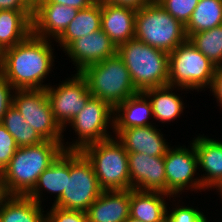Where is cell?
Listing matches in <instances>:
<instances>
[{
  "label": "cell",
  "mask_w": 222,
  "mask_h": 222,
  "mask_svg": "<svg viewBox=\"0 0 222 222\" xmlns=\"http://www.w3.org/2000/svg\"><path fill=\"white\" fill-rule=\"evenodd\" d=\"M50 40L31 33L0 53V74L16 89H45L43 79L53 67Z\"/></svg>",
  "instance_id": "6da1fadb"
},
{
  "label": "cell",
  "mask_w": 222,
  "mask_h": 222,
  "mask_svg": "<svg viewBox=\"0 0 222 222\" xmlns=\"http://www.w3.org/2000/svg\"><path fill=\"white\" fill-rule=\"evenodd\" d=\"M63 151L59 142L50 140L18 147L1 173L8 194L27 196L36 186L39 176Z\"/></svg>",
  "instance_id": "7a4b0ae2"
},
{
  "label": "cell",
  "mask_w": 222,
  "mask_h": 222,
  "mask_svg": "<svg viewBox=\"0 0 222 222\" xmlns=\"http://www.w3.org/2000/svg\"><path fill=\"white\" fill-rule=\"evenodd\" d=\"M138 92L168 85L169 53L131 39L117 48Z\"/></svg>",
  "instance_id": "3957f363"
},
{
  "label": "cell",
  "mask_w": 222,
  "mask_h": 222,
  "mask_svg": "<svg viewBox=\"0 0 222 222\" xmlns=\"http://www.w3.org/2000/svg\"><path fill=\"white\" fill-rule=\"evenodd\" d=\"M134 38L167 53L187 40L185 25L155 0L137 9Z\"/></svg>",
  "instance_id": "277c9868"
},
{
  "label": "cell",
  "mask_w": 222,
  "mask_h": 222,
  "mask_svg": "<svg viewBox=\"0 0 222 222\" xmlns=\"http://www.w3.org/2000/svg\"><path fill=\"white\" fill-rule=\"evenodd\" d=\"M87 80L92 97L107 102L113 109L138 93L123 59L116 53L80 72Z\"/></svg>",
  "instance_id": "5b68a950"
},
{
  "label": "cell",
  "mask_w": 222,
  "mask_h": 222,
  "mask_svg": "<svg viewBox=\"0 0 222 222\" xmlns=\"http://www.w3.org/2000/svg\"><path fill=\"white\" fill-rule=\"evenodd\" d=\"M91 162L103 191L129 190L128 152L113 137L86 146L81 151Z\"/></svg>",
  "instance_id": "8992f818"
},
{
  "label": "cell",
  "mask_w": 222,
  "mask_h": 222,
  "mask_svg": "<svg viewBox=\"0 0 222 222\" xmlns=\"http://www.w3.org/2000/svg\"><path fill=\"white\" fill-rule=\"evenodd\" d=\"M216 66L187 39L169 53L168 85L181 89H203L213 82ZM177 86V87H176Z\"/></svg>",
  "instance_id": "52a82bcc"
},
{
  "label": "cell",
  "mask_w": 222,
  "mask_h": 222,
  "mask_svg": "<svg viewBox=\"0 0 222 222\" xmlns=\"http://www.w3.org/2000/svg\"><path fill=\"white\" fill-rule=\"evenodd\" d=\"M102 191L91 162L81 151H70V177H67L66 189L53 206L86 212Z\"/></svg>",
  "instance_id": "ba28073f"
},
{
  "label": "cell",
  "mask_w": 222,
  "mask_h": 222,
  "mask_svg": "<svg viewBox=\"0 0 222 222\" xmlns=\"http://www.w3.org/2000/svg\"><path fill=\"white\" fill-rule=\"evenodd\" d=\"M13 105L44 140L59 142L64 149L63 129L54 118L45 89H16Z\"/></svg>",
  "instance_id": "9c48e42d"
},
{
  "label": "cell",
  "mask_w": 222,
  "mask_h": 222,
  "mask_svg": "<svg viewBox=\"0 0 222 222\" xmlns=\"http://www.w3.org/2000/svg\"><path fill=\"white\" fill-rule=\"evenodd\" d=\"M112 114L114 109L107 102L91 97L78 115L69 122L79 135V141L76 140L75 144L67 147L65 144L64 151H82L88 145L111 138L106 129L111 124L113 127Z\"/></svg>",
  "instance_id": "30bf717a"
},
{
  "label": "cell",
  "mask_w": 222,
  "mask_h": 222,
  "mask_svg": "<svg viewBox=\"0 0 222 222\" xmlns=\"http://www.w3.org/2000/svg\"><path fill=\"white\" fill-rule=\"evenodd\" d=\"M45 90L54 118L63 130L92 97L88 82L80 72L71 80L62 82L56 89L48 86Z\"/></svg>",
  "instance_id": "8fae6325"
},
{
  "label": "cell",
  "mask_w": 222,
  "mask_h": 222,
  "mask_svg": "<svg viewBox=\"0 0 222 222\" xmlns=\"http://www.w3.org/2000/svg\"><path fill=\"white\" fill-rule=\"evenodd\" d=\"M191 144V150L182 146L174 149L169 147L164 156L166 194L172 197L185 187H193L196 191L205 189L201 179L193 177L199 165L193 142Z\"/></svg>",
  "instance_id": "7c38bea8"
},
{
  "label": "cell",
  "mask_w": 222,
  "mask_h": 222,
  "mask_svg": "<svg viewBox=\"0 0 222 222\" xmlns=\"http://www.w3.org/2000/svg\"><path fill=\"white\" fill-rule=\"evenodd\" d=\"M130 189L166 193L164 156L128 153Z\"/></svg>",
  "instance_id": "4fadbf2b"
},
{
  "label": "cell",
  "mask_w": 222,
  "mask_h": 222,
  "mask_svg": "<svg viewBox=\"0 0 222 222\" xmlns=\"http://www.w3.org/2000/svg\"><path fill=\"white\" fill-rule=\"evenodd\" d=\"M64 51L73 59L77 72H82L88 65H92L117 53V47L109 36L100 30L72 41Z\"/></svg>",
  "instance_id": "5bb4252c"
},
{
  "label": "cell",
  "mask_w": 222,
  "mask_h": 222,
  "mask_svg": "<svg viewBox=\"0 0 222 222\" xmlns=\"http://www.w3.org/2000/svg\"><path fill=\"white\" fill-rule=\"evenodd\" d=\"M78 9L57 3H34L32 33L43 39L55 40L75 18ZM51 35V36H50Z\"/></svg>",
  "instance_id": "9a60e30c"
},
{
  "label": "cell",
  "mask_w": 222,
  "mask_h": 222,
  "mask_svg": "<svg viewBox=\"0 0 222 222\" xmlns=\"http://www.w3.org/2000/svg\"><path fill=\"white\" fill-rule=\"evenodd\" d=\"M136 12L132 7L101 3V30L117 48L134 39Z\"/></svg>",
  "instance_id": "2e32d148"
},
{
  "label": "cell",
  "mask_w": 222,
  "mask_h": 222,
  "mask_svg": "<svg viewBox=\"0 0 222 222\" xmlns=\"http://www.w3.org/2000/svg\"><path fill=\"white\" fill-rule=\"evenodd\" d=\"M155 126L113 129L128 153H145L148 156H165L169 146Z\"/></svg>",
  "instance_id": "e0dca14e"
},
{
  "label": "cell",
  "mask_w": 222,
  "mask_h": 222,
  "mask_svg": "<svg viewBox=\"0 0 222 222\" xmlns=\"http://www.w3.org/2000/svg\"><path fill=\"white\" fill-rule=\"evenodd\" d=\"M86 216L87 222H124L130 216V189L102 191Z\"/></svg>",
  "instance_id": "ac0fdd59"
},
{
  "label": "cell",
  "mask_w": 222,
  "mask_h": 222,
  "mask_svg": "<svg viewBox=\"0 0 222 222\" xmlns=\"http://www.w3.org/2000/svg\"><path fill=\"white\" fill-rule=\"evenodd\" d=\"M193 145L198 158V165L207 174L201 179L202 186L216 188L222 183V142L198 136L193 140Z\"/></svg>",
  "instance_id": "d6986e66"
},
{
  "label": "cell",
  "mask_w": 222,
  "mask_h": 222,
  "mask_svg": "<svg viewBox=\"0 0 222 222\" xmlns=\"http://www.w3.org/2000/svg\"><path fill=\"white\" fill-rule=\"evenodd\" d=\"M148 100L143 92H138L118 104L114 108L112 129L152 126L147 119L153 116L152 106Z\"/></svg>",
  "instance_id": "ffe728a7"
},
{
  "label": "cell",
  "mask_w": 222,
  "mask_h": 222,
  "mask_svg": "<svg viewBox=\"0 0 222 222\" xmlns=\"http://www.w3.org/2000/svg\"><path fill=\"white\" fill-rule=\"evenodd\" d=\"M67 177H70V151H63L58 158L39 176L36 186L27 195L41 205V188L55 193L57 201L66 189Z\"/></svg>",
  "instance_id": "44dd1931"
},
{
  "label": "cell",
  "mask_w": 222,
  "mask_h": 222,
  "mask_svg": "<svg viewBox=\"0 0 222 222\" xmlns=\"http://www.w3.org/2000/svg\"><path fill=\"white\" fill-rule=\"evenodd\" d=\"M164 196L170 197L162 192L130 189V216L143 222H166L168 210Z\"/></svg>",
  "instance_id": "7402d4cb"
},
{
  "label": "cell",
  "mask_w": 222,
  "mask_h": 222,
  "mask_svg": "<svg viewBox=\"0 0 222 222\" xmlns=\"http://www.w3.org/2000/svg\"><path fill=\"white\" fill-rule=\"evenodd\" d=\"M33 11L0 10V53L32 33Z\"/></svg>",
  "instance_id": "603a6c76"
},
{
  "label": "cell",
  "mask_w": 222,
  "mask_h": 222,
  "mask_svg": "<svg viewBox=\"0 0 222 222\" xmlns=\"http://www.w3.org/2000/svg\"><path fill=\"white\" fill-rule=\"evenodd\" d=\"M101 29V3L95 1L87 8L78 10L75 18L57 38L65 49L72 41Z\"/></svg>",
  "instance_id": "cb8c5ba5"
},
{
  "label": "cell",
  "mask_w": 222,
  "mask_h": 222,
  "mask_svg": "<svg viewBox=\"0 0 222 222\" xmlns=\"http://www.w3.org/2000/svg\"><path fill=\"white\" fill-rule=\"evenodd\" d=\"M41 207L28 196L10 195L0 208V222H46Z\"/></svg>",
  "instance_id": "d4e9b609"
},
{
  "label": "cell",
  "mask_w": 222,
  "mask_h": 222,
  "mask_svg": "<svg viewBox=\"0 0 222 222\" xmlns=\"http://www.w3.org/2000/svg\"><path fill=\"white\" fill-rule=\"evenodd\" d=\"M172 86H163L145 90L143 93L150 99L154 119L170 122L182 113L184 104L178 95L174 94ZM172 90V91H171ZM171 91V92H170Z\"/></svg>",
  "instance_id": "484cf974"
},
{
  "label": "cell",
  "mask_w": 222,
  "mask_h": 222,
  "mask_svg": "<svg viewBox=\"0 0 222 222\" xmlns=\"http://www.w3.org/2000/svg\"><path fill=\"white\" fill-rule=\"evenodd\" d=\"M222 25V0H199L185 25L187 38L191 34Z\"/></svg>",
  "instance_id": "4316f807"
},
{
  "label": "cell",
  "mask_w": 222,
  "mask_h": 222,
  "mask_svg": "<svg viewBox=\"0 0 222 222\" xmlns=\"http://www.w3.org/2000/svg\"><path fill=\"white\" fill-rule=\"evenodd\" d=\"M25 119L19 111L12 106L6 111L1 124L14 137L18 147L36 145L44 139L35 131L34 128L25 123Z\"/></svg>",
  "instance_id": "83f0119b"
},
{
  "label": "cell",
  "mask_w": 222,
  "mask_h": 222,
  "mask_svg": "<svg viewBox=\"0 0 222 222\" xmlns=\"http://www.w3.org/2000/svg\"><path fill=\"white\" fill-rule=\"evenodd\" d=\"M187 39L216 67L222 65V25L191 34Z\"/></svg>",
  "instance_id": "f1b7e54d"
},
{
  "label": "cell",
  "mask_w": 222,
  "mask_h": 222,
  "mask_svg": "<svg viewBox=\"0 0 222 222\" xmlns=\"http://www.w3.org/2000/svg\"><path fill=\"white\" fill-rule=\"evenodd\" d=\"M175 19L186 25L199 0H155Z\"/></svg>",
  "instance_id": "f546056e"
},
{
  "label": "cell",
  "mask_w": 222,
  "mask_h": 222,
  "mask_svg": "<svg viewBox=\"0 0 222 222\" xmlns=\"http://www.w3.org/2000/svg\"><path fill=\"white\" fill-rule=\"evenodd\" d=\"M17 149L14 137L0 123V174L8 166Z\"/></svg>",
  "instance_id": "4dcf8cb0"
},
{
  "label": "cell",
  "mask_w": 222,
  "mask_h": 222,
  "mask_svg": "<svg viewBox=\"0 0 222 222\" xmlns=\"http://www.w3.org/2000/svg\"><path fill=\"white\" fill-rule=\"evenodd\" d=\"M168 213L166 222H207L205 215L192 207L180 206Z\"/></svg>",
  "instance_id": "1f68e13d"
},
{
  "label": "cell",
  "mask_w": 222,
  "mask_h": 222,
  "mask_svg": "<svg viewBox=\"0 0 222 222\" xmlns=\"http://www.w3.org/2000/svg\"><path fill=\"white\" fill-rule=\"evenodd\" d=\"M46 222H87L86 212L65 210L52 206L47 213Z\"/></svg>",
  "instance_id": "d6a6232c"
},
{
  "label": "cell",
  "mask_w": 222,
  "mask_h": 222,
  "mask_svg": "<svg viewBox=\"0 0 222 222\" xmlns=\"http://www.w3.org/2000/svg\"><path fill=\"white\" fill-rule=\"evenodd\" d=\"M13 89V90H12ZM15 88L0 74V123L6 111L13 104V95Z\"/></svg>",
  "instance_id": "836d02e7"
},
{
  "label": "cell",
  "mask_w": 222,
  "mask_h": 222,
  "mask_svg": "<svg viewBox=\"0 0 222 222\" xmlns=\"http://www.w3.org/2000/svg\"><path fill=\"white\" fill-rule=\"evenodd\" d=\"M34 0H0V10L33 11Z\"/></svg>",
  "instance_id": "e575fe53"
},
{
  "label": "cell",
  "mask_w": 222,
  "mask_h": 222,
  "mask_svg": "<svg viewBox=\"0 0 222 222\" xmlns=\"http://www.w3.org/2000/svg\"><path fill=\"white\" fill-rule=\"evenodd\" d=\"M96 0H34V3H57L81 10L92 5Z\"/></svg>",
  "instance_id": "d590c367"
},
{
  "label": "cell",
  "mask_w": 222,
  "mask_h": 222,
  "mask_svg": "<svg viewBox=\"0 0 222 222\" xmlns=\"http://www.w3.org/2000/svg\"><path fill=\"white\" fill-rule=\"evenodd\" d=\"M210 88L222 106V65L216 67L213 82Z\"/></svg>",
  "instance_id": "8d00e7d4"
},
{
  "label": "cell",
  "mask_w": 222,
  "mask_h": 222,
  "mask_svg": "<svg viewBox=\"0 0 222 222\" xmlns=\"http://www.w3.org/2000/svg\"><path fill=\"white\" fill-rule=\"evenodd\" d=\"M97 1H99L100 3L128 6L135 8L137 10L143 6L149 5L153 0H97Z\"/></svg>",
  "instance_id": "74e56055"
},
{
  "label": "cell",
  "mask_w": 222,
  "mask_h": 222,
  "mask_svg": "<svg viewBox=\"0 0 222 222\" xmlns=\"http://www.w3.org/2000/svg\"><path fill=\"white\" fill-rule=\"evenodd\" d=\"M5 184L3 182L2 176L0 174V208L3 205L4 201L9 197Z\"/></svg>",
  "instance_id": "f35d334b"
},
{
  "label": "cell",
  "mask_w": 222,
  "mask_h": 222,
  "mask_svg": "<svg viewBox=\"0 0 222 222\" xmlns=\"http://www.w3.org/2000/svg\"><path fill=\"white\" fill-rule=\"evenodd\" d=\"M124 222H143V221L135 219V218L129 216Z\"/></svg>",
  "instance_id": "ab89813d"
},
{
  "label": "cell",
  "mask_w": 222,
  "mask_h": 222,
  "mask_svg": "<svg viewBox=\"0 0 222 222\" xmlns=\"http://www.w3.org/2000/svg\"><path fill=\"white\" fill-rule=\"evenodd\" d=\"M217 188H216V190H219V192L221 193V196H222V183Z\"/></svg>",
  "instance_id": "60d3db41"
}]
</instances>
